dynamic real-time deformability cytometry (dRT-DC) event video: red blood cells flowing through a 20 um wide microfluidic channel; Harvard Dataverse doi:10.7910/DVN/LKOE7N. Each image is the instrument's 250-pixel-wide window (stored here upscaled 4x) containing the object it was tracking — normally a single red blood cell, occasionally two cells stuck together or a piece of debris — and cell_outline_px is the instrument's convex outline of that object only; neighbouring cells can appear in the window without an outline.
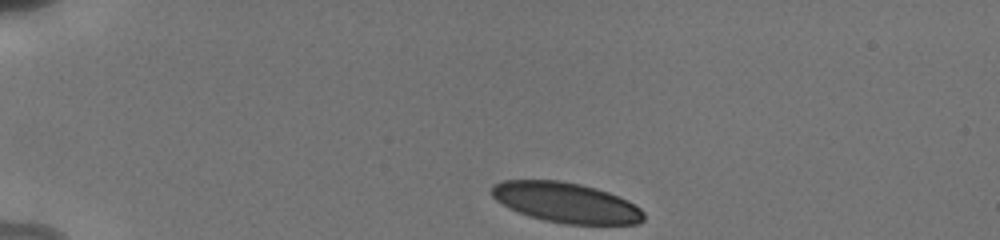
{"species": "human", "species_latin": "Homo sapiens", "temperature_condition": "cold", "stored_images_in_passage": 24, "camera_frame_rate_fps": 3000, "um_per_image_px": 0.085, "donor": {"sex": "male"}, "frame": {"image": 1, "passage_image": 1, "time_ms": 0.0, "image_size_px": [1000, 240], "cell_outline_px": [[644, 220], [636, 224], [564, 224], [544, 220], [528, 216], [508, 208], [496, 200], [492, 196], [492, 184], [504, 180], [560, 180], [580, 184], [596, 188], [608, 192], [628, 200], [640, 208], [644, 212]], "centroid_in_image_um": [48.1, 17.22], "position_along_channel_um": 36.9, "area_um2": 35.72}}
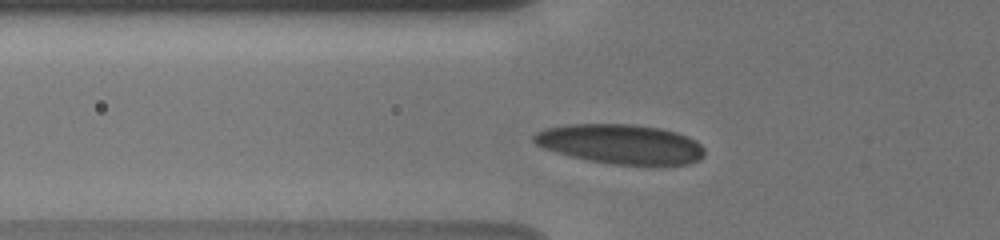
{"frame": {"image": 2, "passage_image": 17, "time_ms": 2.667, "image_size_px": [1000, 240], "cell_outline_px": [[704, 156], [700, 160], [692, 164], [612, 164], [588, 160], [556, 152], [544, 148], [536, 144], [532, 140], [532, 136], [536, 132], [548, 128], [564, 124], [632, 124], [660, 128], [676, 132], [688, 136], [696, 140], [704, 148]], "centroid_in_image_um": [52.77, 12.24], "position_along_channel_um": 73.0, "area_um2": 39.36}}
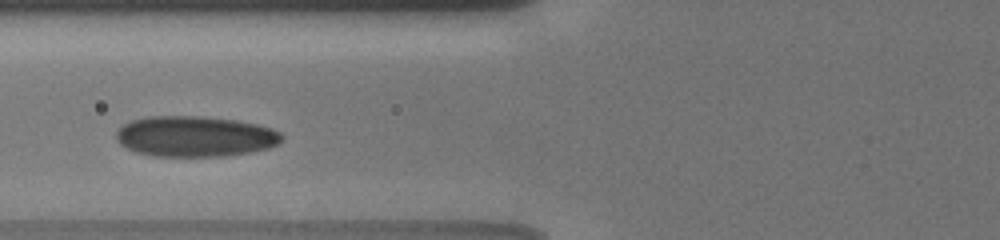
{"frame": {"image": 3, "passage_image": 23, "time_ms": 3.667, "image_size_px": [1000, 240], "cell_outline_px": [[284, 140], [268, 148], [252, 152], [224, 156], [156, 156], [136, 152], [120, 144], [116, 140], [116, 132], [124, 124], [132, 120], [148, 116], [200, 116], [236, 120], [256, 124], [272, 128], [280, 132], [284, 136]], "centroid_in_image_um": [16.6, 11.59], "position_along_channel_um": 109.2, "area_um2": 39.3}}